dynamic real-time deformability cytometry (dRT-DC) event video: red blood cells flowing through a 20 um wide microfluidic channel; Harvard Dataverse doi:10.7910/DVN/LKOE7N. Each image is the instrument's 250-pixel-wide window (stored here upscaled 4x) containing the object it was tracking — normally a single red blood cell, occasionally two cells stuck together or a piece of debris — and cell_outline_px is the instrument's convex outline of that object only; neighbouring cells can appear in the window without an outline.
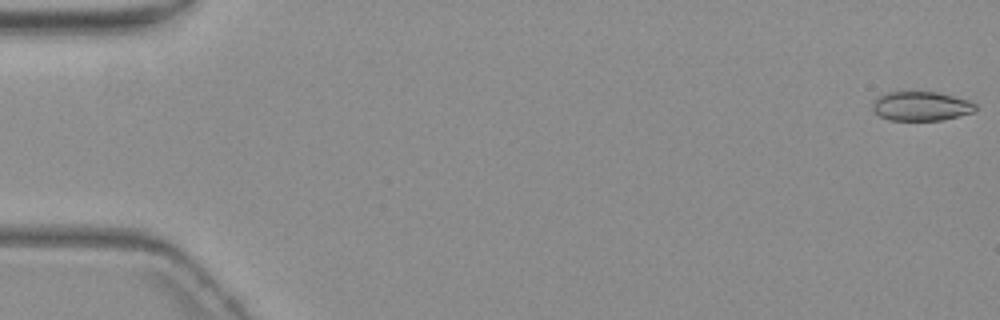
{"species": "common noctule bat (a hibernating species)", "species_latin": "Nyctalus noctula", "temperature_condition": "warm", "stored_images_in_passage": 6, "camera_frame_rate_fps": 3000, "um_per_image_px": 0.085, "animal": {"sex": "female", "body_mass_g": 19.3, "forearm_length_mm": 54.1}, "frame": {"image": 1, "passage_image": 1, "time_ms": 0.0, "image_size_px": [1000, 320], "cell_outline_px": [[976, 112], [940, 120], [888, 120], [880, 116], [872, 108], [872, 100], [876, 96], [888, 92], [936, 92], [968, 100], [976, 104]], "centroid_in_image_um": [78.27, 9.02], "position_along_channel_um": 6.7, "area_um2": 17.57}}
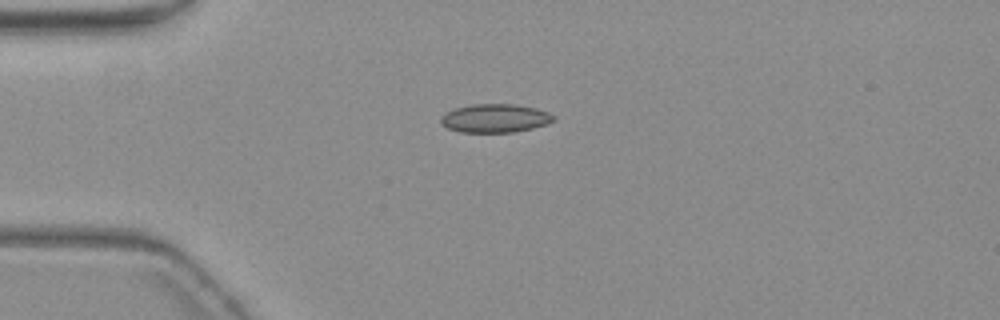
{"frame": {"image": 2, "passage_image": 5, "time_ms": 4.667, "image_size_px": [1000, 320], "cell_outline_px": [[556, 120], [532, 128], [512, 132], [460, 132], [448, 128], [440, 124], [440, 116], [444, 112], [456, 108], [472, 104], [512, 104], [536, 108], [548, 112], [556, 116]], "centroid_in_image_um": [42.05, 10.05], "position_along_channel_um": 43.0, "area_um2": 18.79}}